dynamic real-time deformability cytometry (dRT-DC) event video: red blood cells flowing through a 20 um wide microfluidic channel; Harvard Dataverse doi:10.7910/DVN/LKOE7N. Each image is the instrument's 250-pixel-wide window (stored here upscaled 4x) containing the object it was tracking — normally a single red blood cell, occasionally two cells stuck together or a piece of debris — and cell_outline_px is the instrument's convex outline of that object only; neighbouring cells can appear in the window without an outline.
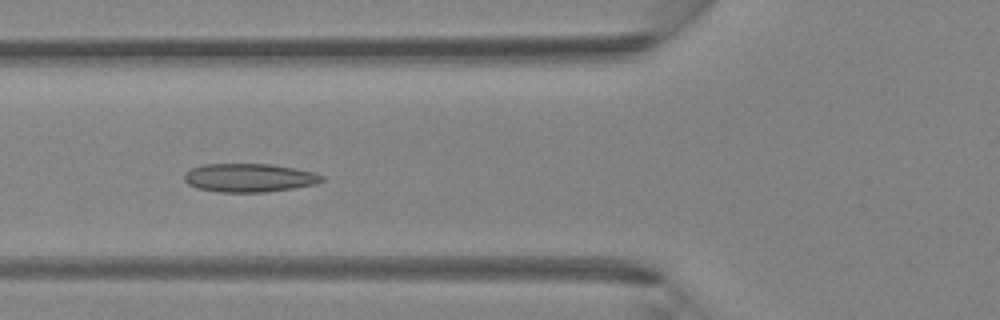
{"species": "Egyptian fruit bat (a non-hibernating species)", "species_latin": "Rousettus aegyptiacus", "temperature_condition": "room temperature", "stored_images_in_passage": 5, "camera_frame_rate_fps": 3000, "um_per_image_px": 0.085, "animal": {"sex": "female"}, "frame": {"image": 1, "passage_image": 4, "time_ms": 1.0, "image_size_px": [1000, 320], "cell_outline_px": [[324, 180], [316, 184], [268, 192], [220, 192], [196, 188], [188, 184], [184, 180], [184, 172], [192, 168], [204, 164], [272, 164], [296, 168], [312, 172], [324, 176]], "centroid_in_image_um": [21.17, 15.11], "position_along_channel_um": 104.6, "area_um2": 22.95}}
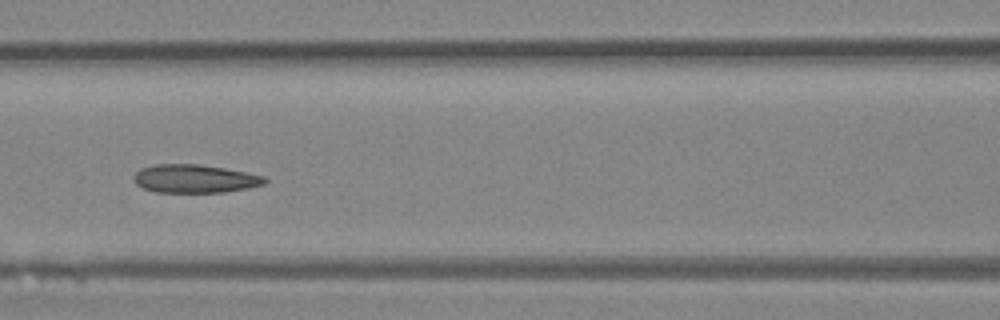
{"frame": {"image": 2, "passage_image": 5, "time_ms": 1.333, "image_size_px": [1000, 320], "cell_outline_px": [[268, 180], [264, 184], [248, 188], [224, 192], [156, 192], [144, 188], [136, 184], [132, 176], [140, 168], [156, 164], [200, 164], [248, 172], [264, 176]], "centroid_in_image_um": [16.56, 15.18], "position_along_channel_um": 150.0, "area_um2": 21.68}}